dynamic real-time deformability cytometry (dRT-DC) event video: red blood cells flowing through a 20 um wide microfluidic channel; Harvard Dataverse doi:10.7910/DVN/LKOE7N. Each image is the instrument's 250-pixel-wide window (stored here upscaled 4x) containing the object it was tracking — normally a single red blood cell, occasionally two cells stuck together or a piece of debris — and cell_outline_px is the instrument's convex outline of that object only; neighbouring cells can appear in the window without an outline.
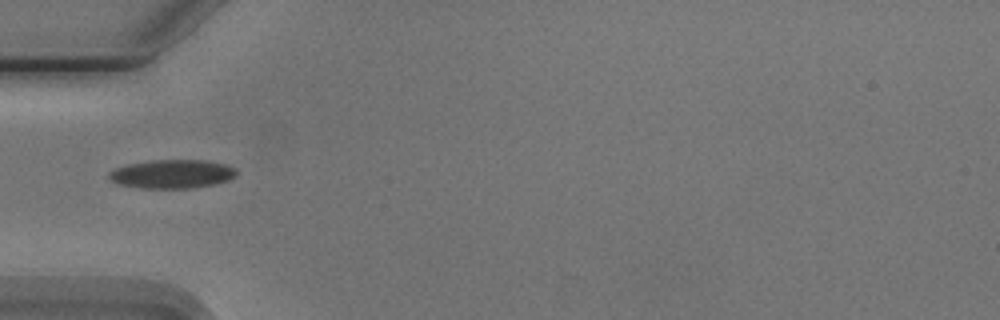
{"species": "Egyptian fruit bat (a non-hibernating species)", "species_latin": "Rousettus aegyptiacus", "temperature_condition": "cold", "stored_images_in_passage": 3, "camera_frame_rate_fps": 3000, "um_per_image_px": 0.085, "animal": {"sex": "male"}, "frame": {"image": 1, "passage_image": 3, "time_ms": 2.333, "image_size_px": [1000, 320], "cell_outline_px": [[236, 176], [228, 180], [216, 184], [192, 188], [140, 188], [120, 184], [108, 180], [108, 172], [116, 168], [128, 164], [152, 160], [208, 160], [228, 164], [236, 168]], "centroid_in_image_um": [14.65, 14.78], "position_along_channel_um": 70.3, "area_um2": 21.56}}